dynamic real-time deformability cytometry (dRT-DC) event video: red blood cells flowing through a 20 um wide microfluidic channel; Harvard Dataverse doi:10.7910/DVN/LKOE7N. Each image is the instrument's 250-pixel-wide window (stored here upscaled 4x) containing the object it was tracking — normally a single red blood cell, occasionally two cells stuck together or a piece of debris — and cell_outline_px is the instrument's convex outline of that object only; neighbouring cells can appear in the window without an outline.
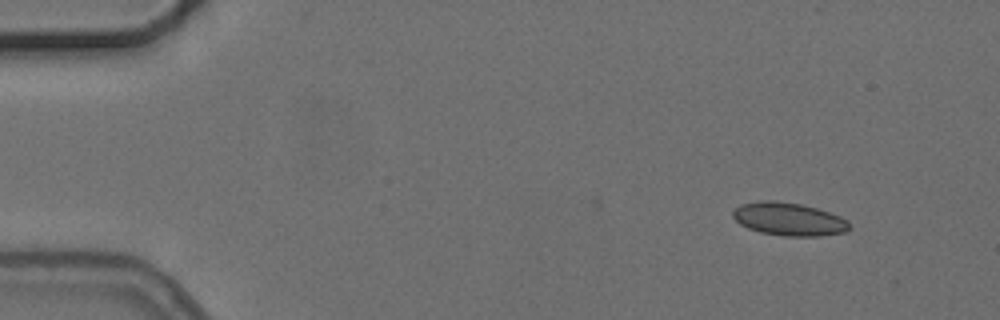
{"species": "common noctule bat (a hibernating species)", "species_latin": "Nyctalus noctula", "temperature_condition": "cold", "stored_images_in_passage": 3, "camera_frame_rate_fps": 3000, "um_per_image_px": 0.085, "animal": {"sex": "female", "body_mass_g": 24.6, "forearm_length_mm": 56.2}, "frame": {"image": 1, "passage_image": 3, "time_ms": 2.667, "image_size_px": [1000, 320], "cell_outline_px": [[848, 228], [844, 232], [820, 236], [784, 236], [760, 232], [748, 228], [740, 224], [732, 216], [732, 212], [740, 204], [760, 200], [772, 200], [800, 204], [816, 208], [840, 216], [848, 220]], "centroid_in_image_um": [67.01, 18.62], "position_along_channel_um": 18.0, "area_um2": 22.31}}